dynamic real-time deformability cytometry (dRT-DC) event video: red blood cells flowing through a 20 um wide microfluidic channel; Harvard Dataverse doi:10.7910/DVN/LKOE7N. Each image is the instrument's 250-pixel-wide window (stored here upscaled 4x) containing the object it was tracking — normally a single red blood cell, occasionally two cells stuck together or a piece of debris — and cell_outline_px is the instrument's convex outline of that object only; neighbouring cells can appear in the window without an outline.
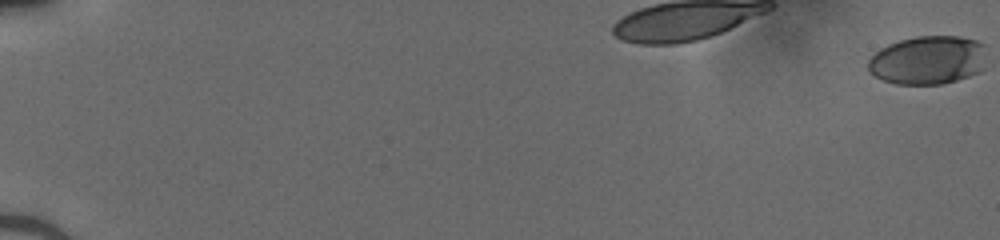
{"species": "human", "species_latin": "Homo sapiens", "temperature_condition": "cold", "stored_images_in_passage": 37, "camera_frame_rate_fps": 3000, "um_per_image_px": 0.085, "donor": {"sex": "male"}, "frame": {"image": 1, "passage_image": 1, "time_ms": 0.0, "image_size_px": [1000, 240], "cell_outline_px": [[984, 44], [980, 72], [944, 84], [896, 84], [884, 80], [876, 76], [868, 68], [868, 60], [880, 48], [888, 44], [900, 40], [916, 36], [960, 36], [976, 40]], "centroid_in_image_um": [78.84, 5.1], "position_along_channel_um": 6.2, "area_um2": 33.23}}
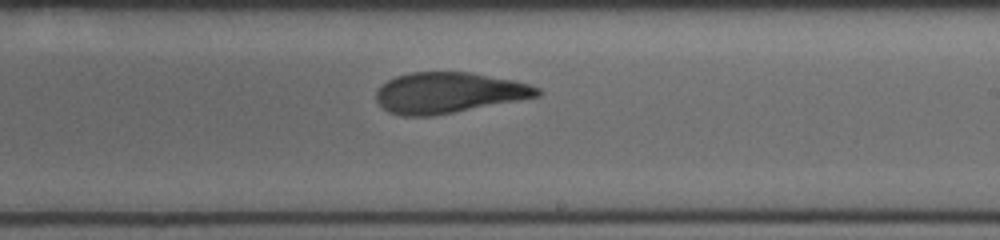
{"frame": {"image": 2, "passage_image": 25, "time_ms": 8.0, "image_size_px": [1000, 240], "cell_outline_px": [[544, 92], [540, 96], [432, 116], [404, 116], [388, 112], [376, 100], [376, 92], [380, 84], [396, 76], [412, 72], [472, 72], [512, 80], [528, 84], [540, 88]], "centroid_in_image_um": [38.12, 7.88], "position_along_channel_um": 250.9, "area_um2": 38.21}}
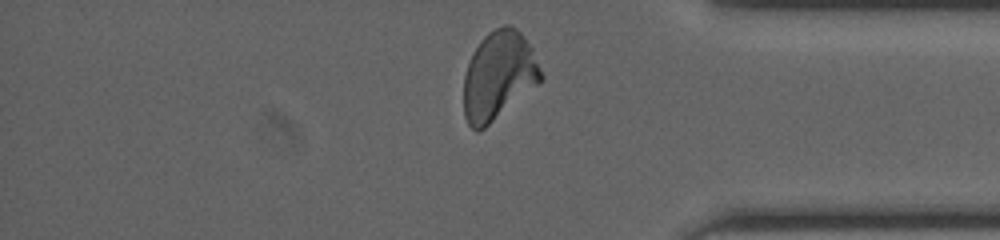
{"frame": {"image": 3, "passage_image": 36, "time_ms": 11.667, "image_size_px": [1000, 240], "cell_outline_px": [[544, 76], [536, 84], [480, 132], [476, 132], [468, 124], [464, 116], [464, 76], [468, 64], [476, 48], [484, 36], [488, 32], [504, 24], [508, 24], [516, 28], [524, 36], [532, 48]], "centroid_in_image_um": [42.36, 6.42], "position_along_channel_um": 392.8, "area_um2": 39.25}}